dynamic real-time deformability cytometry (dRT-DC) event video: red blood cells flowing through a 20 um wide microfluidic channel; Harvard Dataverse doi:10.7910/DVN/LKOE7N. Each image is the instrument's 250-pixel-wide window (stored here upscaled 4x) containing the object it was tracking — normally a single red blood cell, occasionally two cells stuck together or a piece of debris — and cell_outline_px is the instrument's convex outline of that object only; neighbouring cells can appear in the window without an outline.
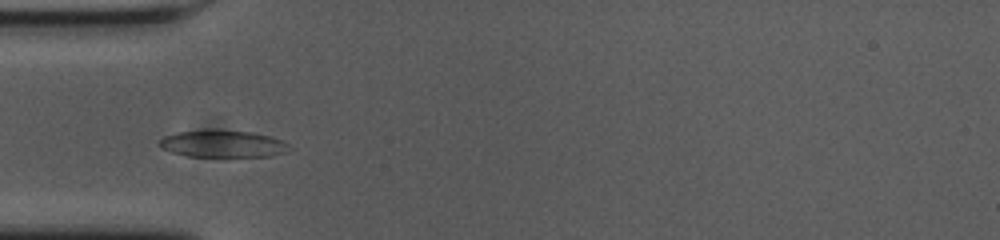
{"species": "common noctule bat (a hibernating species)", "species_latin": "Nyctalus noctula", "temperature_condition": "cold", "stored_images_in_passage": 43, "camera_frame_rate_fps": 3000, "um_per_image_px": 0.085, "animal": {"sex": "female", "body_mass_g": 23.0, "forearm_length_mm": 53.4}, "frame": {"image": 1, "passage_image": 11, "time_ms": 3.333, "image_size_px": [1000, 240], "cell_outline_px": [[288, 152], [272, 156], [188, 156], [172, 152], [164, 148], [160, 144], [160, 140], [164, 136], [176, 132], [252, 132], [268, 136], [280, 140], [288, 144]], "centroid_in_image_um": [18.97, 12.26], "position_along_channel_um": 66.0, "area_um2": 19.42}}
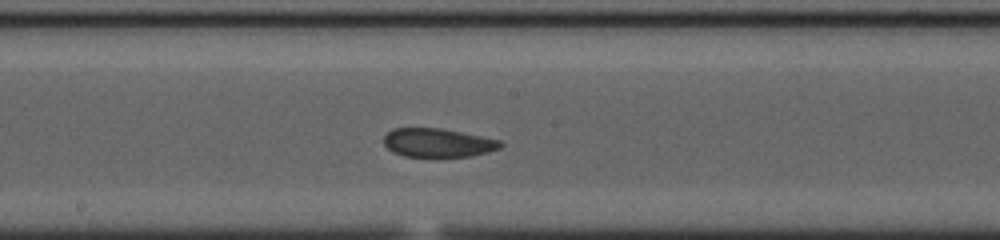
{"frame": {"image": 2, "passage_image": 23, "time_ms": 7.333, "image_size_px": [1000, 240], "cell_outline_px": [[504, 144], [500, 148], [488, 152], [468, 156], [404, 156], [392, 152], [384, 144], [384, 136], [392, 128], [440, 128], [500, 140]], "centroid_in_image_um": [37.2, 12.13], "position_along_channel_um": 211.0, "area_um2": 19.31}}
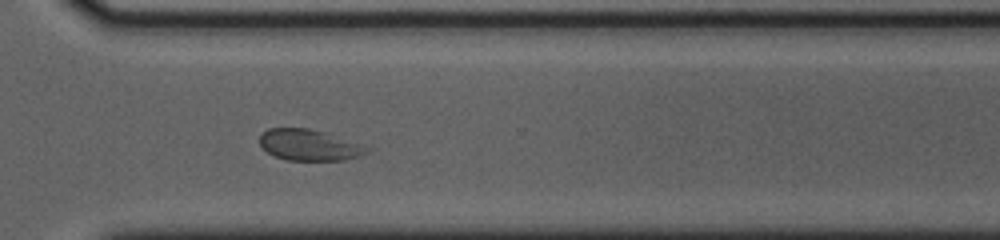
{"frame": {"image": 3, "passage_image": 34, "time_ms": 11.0, "image_size_px": [1000, 240], "cell_outline_px": [[372, 148], [368, 152], [344, 160], [288, 160], [272, 156], [260, 144], [260, 136], [268, 128], [308, 128], [324, 132]], "centroid_in_image_um": [26.26, 12.33], "position_along_channel_um": 344.3, "area_um2": 19.19}, "authors_computed_cell_mechanics": {"area_um2": 20.5768, "velocity_mm_per_s": 3.631, "shape_relaxation_time_tau1_ms": null, "shape_relaxation_time_tau2_ms": 1.0945, "deformation_change_tau1": null, "deformation_change_tau2": 0.0465}}